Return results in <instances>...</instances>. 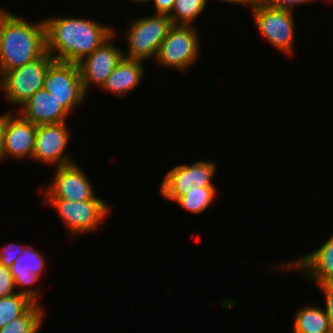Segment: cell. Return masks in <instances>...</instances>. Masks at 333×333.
I'll return each instance as SVG.
<instances>
[{
	"label": "cell",
	"instance_id": "6da1fadb",
	"mask_svg": "<svg viewBox=\"0 0 333 333\" xmlns=\"http://www.w3.org/2000/svg\"><path fill=\"white\" fill-rule=\"evenodd\" d=\"M44 22L46 52L60 62L78 64L115 32L109 26L83 18L54 17Z\"/></svg>",
	"mask_w": 333,
	"mask_h": 333
},
{
	"label": "cell",
	"instance_id": "7a4b0ae2",
	"mask_svg": "<svg viewBox=\"0 0 333 333\" xmlns=\"http://www.w3.org/2000/svg\"><path fill=\"white\" fill-rule=\"evenodd\" d=\"M46 53L44 20L29 23L0 9V75L24 66Z\"/></svg>",
	"mask_w": 333,
	"mask_h": 333
},
{
	"label": "cell",
	"instance_id": "3957f363",
	"mask_svg": "<svg viewBox=\"0 0 333 333\" xmlns=\"http://www.w3.org/2000/svg\"><path fill=\"white\" fill-rule=\"evenodd\" d=\"M130 29L125 34L128 44V53L123 57L144 61L147 58H155L160 44L166 38L173 26L168 15L155 14L137 19L131 23Z\"/></svg>",
	"mask_w": 333,
	"mask_h": 333
},
{
	"label": "cell",
	"instance_id": "277c9868",
	"mask_svg": "<svg viewBox=\"0 0 333 333\" xmlns=\"http://www.w3.org/2000/svg\"><path fill=\"white\" fill-rule=\"evenodd\" d=\"M54 61L46 52L31 63L6 71L0 77L6 100L21 107L33 94L43 89L45 74Z\"/></svg>",
	"mask_w": 333,
	"mask_h": 333
},
{
	"label": "cell",
	"instance_id": "5b68a950",
	"mask_svg": "<svg viewBox=\"0 0 333 333\" xmlns=\"http://www.w3.org/2000/svg\"><path fill=\"white\" fill-rule=\"evenodd\" d=\"M249 7L262 36L275 48L293 55L295 40L293 11L271 7L262 0H253Z\"/></svg>",
	"mask_w": 333,
	"mask_h": 333
},
{
	"label": "cell",
	"instance_id": "8992f818",
	"mask_svg": "<svg viewBox=\"0 0 333 333\" xmlns=\"http://www.w3.org/2000/svg\"><path fill=\"white\" fill-rule=\"evenodd\" d=\"M195 27L192 25H173L160 44L154 60L163 67L178 68L182 72L188 70L189 66L191 68L199 58L201 45Z\"/></svg>",
	"mask_w": 333,
	"mask_h": 333
},
{
	"label": "cell",
	"instance_id": "52a82bcc",
	"mask_svg": "<svg viewBox=\"0 0 333 333\" xmlns=\"http://www.w3.org/2000/svg\"><path fill=\"white\" fill-rule=\"evenodd\" d=\"M44 202L56 209L73 236L90 233L99 228L110 212L103 200L78 202L62 198H45Z\"/></svg>",
	"mask_w": 333,
	"mask_h": 333
},
{
	"label": "cell",
	"instance_id": "ba28073f",
	"mask_svg": "<svg viewBox=\"0 0 333 333\" xmlns=\"http://www.w3.org/2000/svg\"><path fill=\"white\" fill-rule=\"evenodd\" d=\"M43 89L53 94L68 113L86 96L75 63L54 61L45 74Z\"/></svg>",
	"mask_w": 333,
	"mask_h": 333
},
{
	"label": "cell",
	"instance_id": "9c48e42d",
	"mask_svg": "<svg viewBox=\"0 0 333 333\" xmlns=\"http://www.w3.org/2000/svg\"><path fill=\"white\" fill-rule=\"evenodd\" d=\"M216 163L197 161L191 165H178L171 169L161 183L160 191L164 198L175 201L188 191L202 190L205 186H215L211 180L215 175Z\"/></svg>",
	"mask_w": 333,
	"mask_h": 333
},
{
	"label": "cell",
	"instance_id": "30bf717a",
	"mask_svg": "<svg viewBox=\"0 0 333 333\" xmlns=\"http://www.w3.org/2000/svg\"><path fill=\"white\" fill-rule=\"evenodd\" d=\"M70 131L66 123L37 125L32 159L56 167L75 163L65 150L69 143Z\"/></svg>",
	"mask_w": 333,
	"mask_h": 333
},
{
	"label": "cell",
	"instance_id": "8fae6325",
	"mask_svg": "<svg viewBox=\"0 0 333 333\" xmlns=\"http://www.w3.org/2000/svg\"><path fill=\"white\" fill-rule=\"evenodd\" d=\"M55 170L54 177L45 189L46 198H62L78 202L102 200L95 196L90 181L77 162L56 167Z\"/></svg>",
	"mask_w": 333,
	"mask_h": 333
},
{
	"label": "cell",
	"instance_id": "7c38bea8",
	"mask_svg": "<svg viewBox=\"0 0 333 333\" xmlns=\"http://www.w3.org/2000/svg\"><path fill=\"white\" fill-rule=\"evenodd\" d=\"M115 34L114 32L91 55H88L77 64L85 94L89 90L90 85L95 84L102 88L107 77L123 58V51L115 47L114 43L111 42Z\"/></svg>",
	"mask_w": 333,
	"mask_h": 333
},
{
	"label": "cell",
	"instance_id": "4fadbf2b",
	"mask_svg": "<svg viewBox=\"0 0 333 333\" xmlns=\"http://www.w3.org/2000/svg\"><path fill=\"white\" fill-rule=\"evenodd\" d=\"M8 112L3 113V157L23 159L29 156L32 159L37 125Z\"/></svg>",
	"mask_w": 333,
	"mask_h": 333
},
{
	"label": "cell",
	"instance_id": "5bb4252c",
	"mask_svg": "<svg viewBox=\"0 0 333 333\" xmlns=\"http://www.w3.org/2000/svg\"><path fill=\"white\" fill-rule=\"evenodd\" d=\"M281 268L303 271L315 284H333V233L317 250L290 260Z\"/></svg>",
	"mask_w": 333,
	"mask_h": 333
},
{
	"label": "cell",
	"instance_id": "9a60e30c",
	"mask_svg": "<svg viewBox=\"0 0 333 333\" xmlns=\"http://www.w3.org/2000/svg\"><path fill=\"white\" fill-rule=\"evenodd\" d=\"M22 254L16 259V261L10 267V272L14 278L15 286L23 287L24 289L18 291L23 295H26L34 303L38 304L39 290L28 288L30 285L37 283L41 274L45 268V260L37 250L31 245H25L22 249Z\"/></svg>",
	"mask_w": 333,
	"mask_h": 333
},
{
	"label": "cell",
	"instance_id": "2e32d148",
	"mask_svg": "<svg viewBox=\"0 0 333 333\" xmlns=\"http://www.w3.org/2000/svg\"><path fill=\"white\" fill-rule=\"evenodd\" d=\"M20 115L34 125L64 123L69 113L45 89L38 90L22 106Z\"/></svg>",
	"mask_w": 333,
	"mask_h": 333
},
{
	"label": "cell",
	"instance_id": "e0dca14e",
	"mask_svg": "<svg viewBox=\"0 0 333 333\" xmlns=\"http://www.w3.org/2000/svg\"><path fill=\"white\" fill-rule=\"evenodd\" d=\"M144 71L142 61L123 57L107 77L102 90L125 97L141 83Z\"/></svg>",
	"mask_w": 333,
	"mask_h": 333
},
{
	"label": "cell",
	"instance_id": "ac0fdd59",
	"mask_svg": "<svg viewBox=\"0 0 333 333\" xmlns=\"http://www.w3.org/2000/svg\"><path fill=\"white\" fill-rule=\"evenodd\" d=\"M293 333H333L324 308L302 307L296 312Z\"/></svg>",
	"mask_w": 333,
	"mask_h": 333
},
{
	"label": "cell",
	"instance_id": "d6986e66",
	"mask_svg": "<svg viewBox=\"0 0 333 333\" xmlns=\"http://www.w3.org/2000/svg\"><path fill=\"white\" fill-rule=\"evenodd\" d=\"M41 304L34 303L22 316L0 328V333H37L44 321Z\"/></svg>",
	"mask_w": 333,
	"mask_h": 333
},
{
	"label": "cell",
	"instance_id": "ffe728a7",
	"mask_svg": "<svg viewBox=\"0 0 333 333\" xmlns=\"http://www.w3.org/2000/svg\"><path fill=\"white\" fill-rule=\"evenodd\" d=\"M207 0H176L171 13L173 25L192 24L206 8Z\"/></svg>",
	"mask_w": 333,
	"mask_h": 333
},
{
	"label": "cell",
	"instance_id": "44dd1931",
	"mask_svg": "<svg viewBox=\"0 0 333 333\" xmlns=\"http://www.w3.org/2000/svg\"><path fill=\"white\" fill-rule=\"evenodd\" d=\"M34 302L26 295L15 293L9 297L0 298V328L22 316Z\"/></svg>",
	"mask_w": 333,
	"mask_h": 333
},
{
	"label": "cell",
	"instance_id": "7402d4cb",
	"mask_svg": "<svg viewBox=\"0 0 333 333\" xmlns=\"http://www.w3.org/2000/svg\"><path fill=\"white\" fill-rule=\"evenodd\" d=\"M216 191L215 186H205L202 187V190L188 191L174 202L194 214H199L211 205L216 196Z\"/></svg>",
	"mask_w": 333,
	"mask_h": 333
},
{
	"label": "cell",
	"instance_id": "603a6c76",
	"mask_svg": "<svg viewBox=\"0 0 333 333\" xmlns=\"http://www.w3.org/2000/svg\"><path fill=\"white\" fill-rule=\"evenodd\" d=\"M25 245L20 244H8L0 250V263L10 268L16 259L22 254V249Z\"/></svg>",
	"mask_w": 333,
	"mask_h": 333
},
{
	"label": "cell",
	"instance_id": "cb8c5ba5",
	"mask_svg": "<svg viewBox=\"0 0 333 333\" xmlns=\"http://www.w3.org/2000/svg\"><path fill=\"white\" fill-rule=\"evenodd\" d=\"M14 278L10 272V268L3 266L0 263V298L9 297L17 292H14Z\"/></svg>",
	"mask_w": 333,
	"mask_h": 333
},
{
	"label": "cell",
	"instance_id": "d4e9b609",
	"mask_svg": "<svg viewBox=\"0 0 333 333\" xmlns=\"http://www.w3.org/2000/svg\"><path fill=\"white\" fill-rule=\"evenodd\" d=\"M320 287L326 300L325 311L330 321V325L333 331V284H316Z\"/></svg>",
	"mask_w": 333,
	"mask_h": 333
},
{
	"label": "cell",
	"instance_id": "484cf974",
	"mask_svg": "<svg viewBox=\"0 0 333 333\" xmlns=\"http://www.w3.org/2000/svg\"><path fill=\"white\" fill-rule=\"evenodd\" d=\"M265 2L267 5L274 7V8H279L283 10H293L294 4H306L308 2H314L315 0H262ZM317 1V0H316Z\"/></svg>",
	"mask_w": 333,
	"mask_h": 333
},
{
	"label": "cell",
	"instance_id": "4316f807",
	"mask_svg": "<svg viewBox=\"0 0 333 333\" xmlns=\"http://www.w3.org/2000/svg\"><path fill=\"white\" fill-rule=\"evenodd\" d=\"M156 14L169 15L176 0H151Z\"/></svg>",
	"mask_w": 333,
	"mask_h": 333
},
{
	"label": "cell",
	"instance_id": "83f0119b",
	"mask_svg": "<svg viewBox=\"0 0 333 333\" xmlns=\"http://www.w3.org/2000/svg\"><path fill=\"white\" fill-rule=\"evenodd\" d=\"M3 158V113L0 115V161Z\"/></svg>",
	"mask_w": 333,
	"mask_h": 333
},
{
	"label": "cell",
	"instance_id": "f1b7e54d",
	"mask_svg": "<svg viewBox=\"0 0 333 333\" xmlns=\"http://www.w3.org/2000/svg\"><path fill=\"white\" fill-rule=\"evenodd\" d=\"M222 2H227V3H234V4H241V5H247L250 6L253 0H220Z\"/></svg>",
	"mask_w": 333,
	"mask_h": 333
},
{
	"label": "cell",
	"instance_id": "f546056e",
	"mask_svg": "<svg viewBox=\"0 0 333 333\" xmlns=\"http://www.w3.org/2000/svg\"><path fill=\"white\" fill-rule=\"evenodd\" d=\"M133 2H135V3H148V2H150L151 3V0H132Z\"/></svg>",
	"mask_w": 333,
	"mask_h": 333
}]
</instances>
